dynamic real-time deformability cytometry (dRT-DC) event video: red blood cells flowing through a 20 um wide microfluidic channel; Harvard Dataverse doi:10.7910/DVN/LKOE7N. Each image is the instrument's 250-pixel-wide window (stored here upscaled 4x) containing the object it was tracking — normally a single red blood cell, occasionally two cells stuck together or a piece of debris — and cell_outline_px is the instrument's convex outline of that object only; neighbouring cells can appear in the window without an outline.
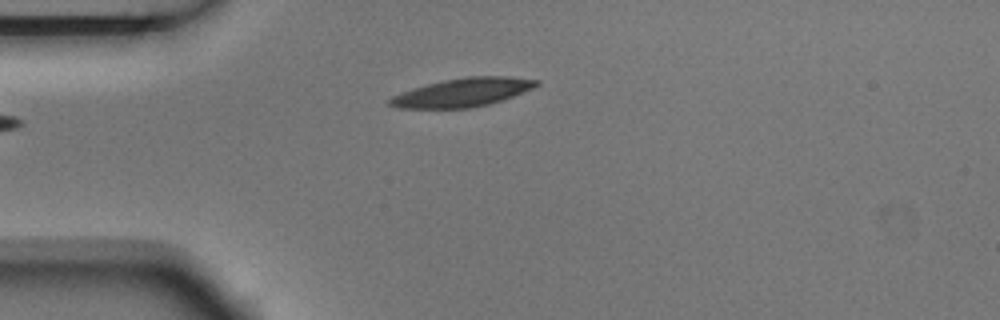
{"species": "Egyptian fruit bat (a non-hibernating species)", "species_latin": "Rousettus aegyptiacus", "temperature_condition": "room temperature", "stored_images_in_passage": 4, "camera_frame_rate_fps": 3000, "um_per_image_px": 0.085, "animal": {"sex": "male"}, "frame": {"image": 1, "passage_image": 4, "time_ms": 1.0, "image_size_px": [1000, 320], "cell_outline_px": [[540, 84], [532, 88], [512, 96], [488, 104], [468, 108], [396, 108], [388, 104], [388, 100], [392, 96], [428, 84], [444, 80], [464, 76], [508, 76], [540, 80]], "centroid_in_image_um": [39.33, 7.85], "position_along_channel_um": 45.7, "area_um2": 24.04}}